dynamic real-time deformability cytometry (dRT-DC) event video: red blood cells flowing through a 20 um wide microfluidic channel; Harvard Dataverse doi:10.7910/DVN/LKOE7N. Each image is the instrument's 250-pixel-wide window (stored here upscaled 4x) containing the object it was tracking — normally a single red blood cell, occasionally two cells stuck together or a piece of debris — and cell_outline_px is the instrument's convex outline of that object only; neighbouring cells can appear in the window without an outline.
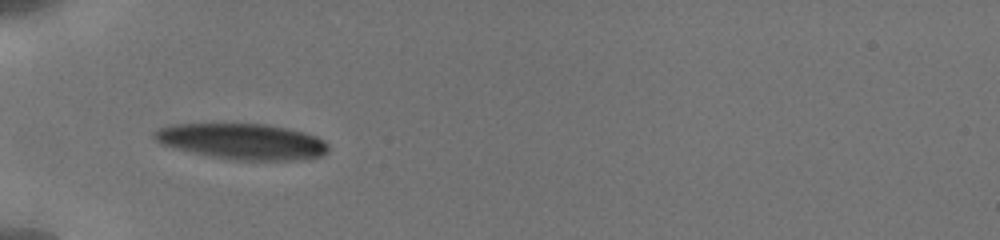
{"species": "human", "species_latin": "Homo sapiens", "temperature_condition": "cold", "stored_images_in_passage": 17, "camera_frame_rate_fps": 3000, "um_per_image_px": 0.085, "donor": {"sex": "male"}, "frame": {"image": 1, "passage_image": 1, "time_ms": 0.0, "image_size_px": [1000, 240], "cell_outline_px": [[328, 152], [320, 156], [288, 160], [232, 160], [192, 152], [160, 144], [152, 136], [152, 132], [156, 128], [172, 124], [268, 124], [288, 128], [304, 132], [316, 136], [324, 140], [328, 144]], "centroid_in_image_um": [20.56, 12.01], "position_along_channel_um": 64.4, "area_um2": 36.3}}
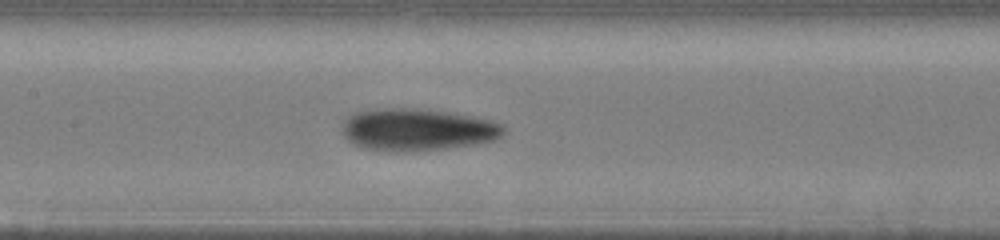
{"frame": {"image": 2, "passage_image": 10, "time_ms": 3.0, "image_size_px": [1000, 240], "cell_outline_px": [[504, 132], [500, 136], [492, 140], [476, 144], [448, 148], [416, 152], [388, 152], [364, 148], [352, 144], [344, 136], [340, 128], [344, 120], [352, 112], [380, 108], [412, 108], [444, 112], [472, 116], [504, 124]], "centroid_in_image_um": [35.39, 11.04], "position_along_channel_um": 172.0, "area_um2": 40.06}}
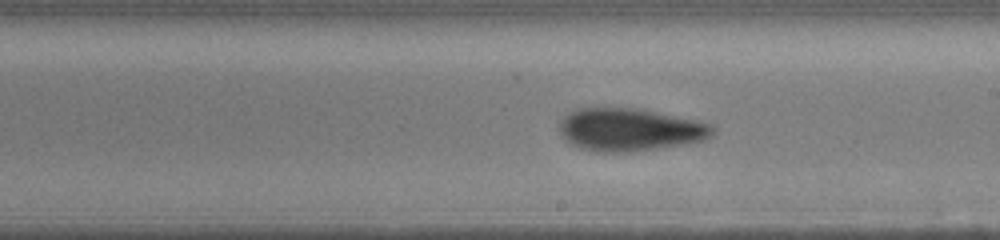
{"frame": {"image": 3, "passage_image": 15, "time_ms": 4.667, "image_size_px": [1000, 240], "cell_outline_px": [[716, 132], [712, 136], [704, 140], [688, 144], [624, 152], [596, 152], [580, 148], [568, 144], [564, 140], [560, 132], [560, 120], [568, 112], [576, 108], [636, 108], [696, 120], [712, 124], [716, 128]], "centroid_in_image_um": [53.53, 11.02], "position_along_channel_um": 235.5, "area_um2": 38.44}}